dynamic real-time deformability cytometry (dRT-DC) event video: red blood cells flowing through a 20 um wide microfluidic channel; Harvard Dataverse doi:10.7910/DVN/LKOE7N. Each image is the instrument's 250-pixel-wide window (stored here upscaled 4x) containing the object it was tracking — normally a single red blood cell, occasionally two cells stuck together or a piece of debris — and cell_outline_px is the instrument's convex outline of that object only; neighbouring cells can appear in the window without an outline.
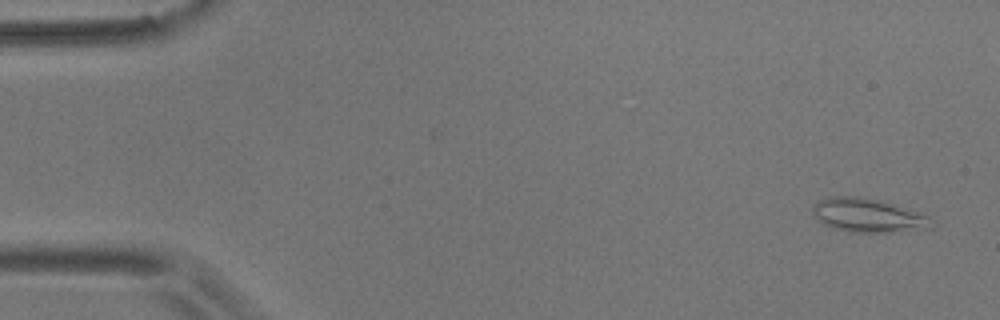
{"species": "common noctule bat (a hibernating species)", "species_latin": "Nyctalus noctula", "temperature_condition": "room temperature", "stored_images_in_passage": 54, "camera_frame_rate_fps": 3000, "um_per_image_px": 0.085, "animal": {"sex": "male", "body_mass_g": 17.9}, "frame": {"image": 1, "passage_image": 1, "time_ms": 0.0, "image_size_px": [1000, 320], "cell_outline_px": [[936, 224], [932, 228], [892, 232], [848, 232], [832, 228], [824, 224], [812, 212], [812, 204], [820, 200], [832, 196], [860, 196], [876, 200], [916, 212], [928, 216]], "centroid_in_image_um": [73.76, 18.32], "position_along_channel_um": 11.2, "area_um2": 23.12}}
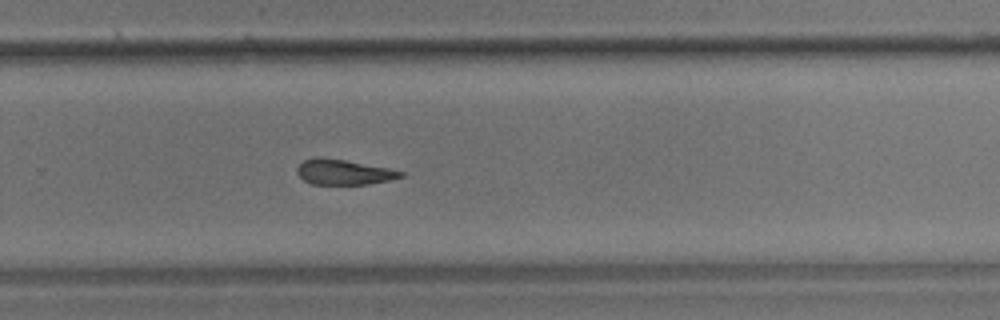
{"frame": {"image": 2, "passage_image": 35, "time_ms": 11.333, "image_size_px": [1000, 320], "cell_outline_px": [[404, 176], [388, 180], [368, 184], [312, 184], [304, 180], [296, 172], [296, 168], [304, 160], [316, 156], [320, 156], [344, 160], [388, 168], [404, 172]], "centroid_in_image_um": [29.17, 14.62], "position_along_channel_um": 300.6, "area_um2": 15.14}}
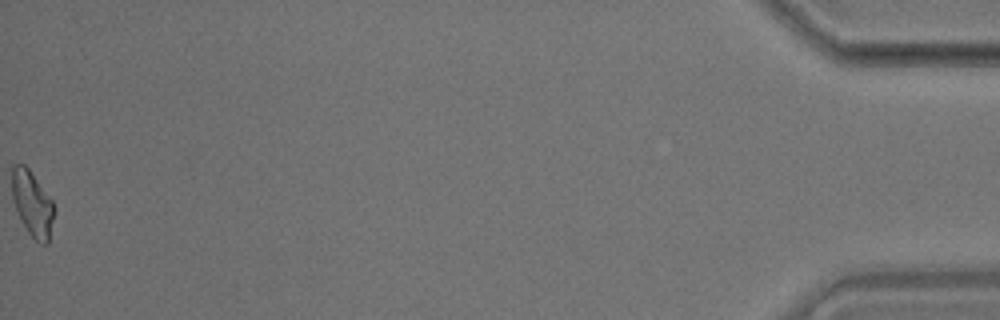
{"frame": {"image": 3, "passage_image": 54, "time_ms": 17.667, "image_size_px": [1000, 320], "cell_outline_px": [[52, 220], [48, 244], [40, 244], [28, 232], [16, 208], [12, 196], [12, 164], [24, 164], [28, 168], [52, 200]], "centroid_in_image_um": [2.72, 17.28], "position_along_channel_um": 432.5, "area_um2": 15.43}, "authors_computed_cell_mechanics": {"area_um2": 16.4152, "velocity_mm_per_s": 3.6336, "shape_relaxation_time_tau1_ms": 7.6724, "shape_relaxation_time_tau2_ms": 6.0821, "deformation_change_tau1": 0.2112, "deformation_change_tau2": 0.1729}}